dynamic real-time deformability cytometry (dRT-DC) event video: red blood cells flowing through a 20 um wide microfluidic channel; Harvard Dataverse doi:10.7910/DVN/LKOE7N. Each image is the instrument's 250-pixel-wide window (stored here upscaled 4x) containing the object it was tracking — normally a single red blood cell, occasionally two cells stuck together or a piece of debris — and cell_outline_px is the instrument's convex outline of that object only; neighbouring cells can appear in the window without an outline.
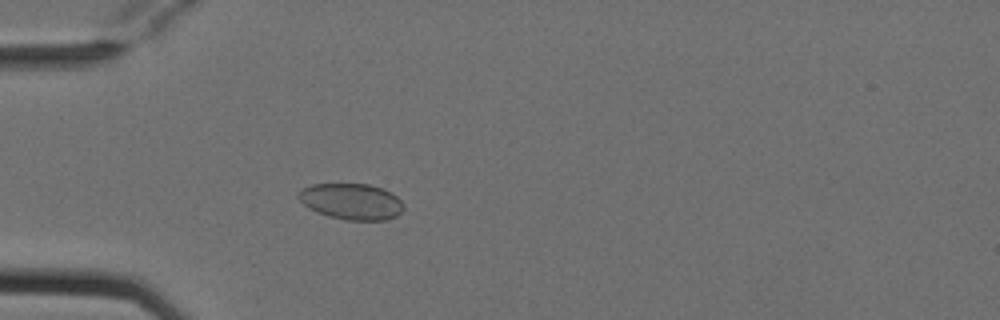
{"species": "Egyptian fruit bat (a non-hibernating species)", "species_latin": "Rousettus aegyptiacus", "temperature_condition": "cold", "stored_images_in_passage": 3, "camera_frame_rate_fps": 3000, "um_per_image_px": 0.085, "animal": {"sex": "female"}, "frame": {"image": 1, "passage_image": 3, "time_ms": 0.667, "image_size_px": [1000, 320], "cell_outline_px": [[404, 208], [396, 216], [384, 220], [344, 220], [328, 216], [316, 212], [308, 208], [296, 196], [304, 188], [312, 184], [368, 184], [384, 188], [392, 192], [404, 204]], "centroid_in_image_um": [29.89, 17.13], "position_along_channel_um": 55.1, "area_um2": 22.2}}